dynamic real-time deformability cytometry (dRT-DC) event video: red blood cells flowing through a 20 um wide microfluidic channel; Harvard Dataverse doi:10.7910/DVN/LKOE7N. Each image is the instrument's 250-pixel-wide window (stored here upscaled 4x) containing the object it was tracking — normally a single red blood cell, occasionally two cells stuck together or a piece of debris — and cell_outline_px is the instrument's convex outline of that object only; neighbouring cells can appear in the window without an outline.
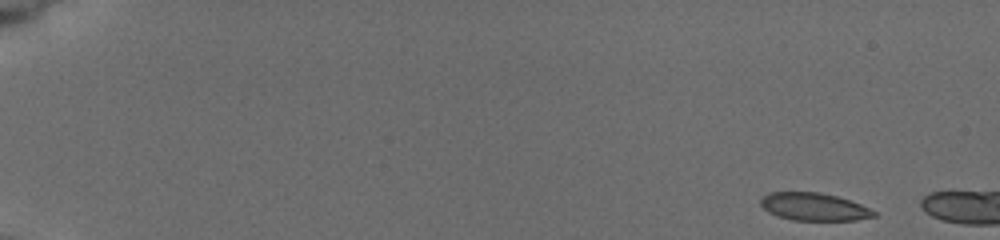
{"species": "common noctule bat (a hibernating species)", "species_latin": "Nyctalus noctula", "temperature_condition": "cold", "stored_images_in_passage": 3, "camera_frame_rate_fps": 3000, "um_per_image_px": 0.085, "animal": {"sex": "female", "body_mass_g": 19.5, "forearm_length_mm": 54.1}, "frame": {"image": 1, "passage_image": 1, "time_ms": 0.0, "image_size_px": [1000, 240], "cell_outline_px": [[876, 216], [856, 220], [792, 220], [776, 216], [768, 212], [760, 204], [760, 200], [768, 192], [820, 192], [836, 196], [860, 204], [876, 212]], "centroid_in_image_um": [69.15, 17.58], "position_along_channel_um": 15.8, "area_um2": 18.21}}